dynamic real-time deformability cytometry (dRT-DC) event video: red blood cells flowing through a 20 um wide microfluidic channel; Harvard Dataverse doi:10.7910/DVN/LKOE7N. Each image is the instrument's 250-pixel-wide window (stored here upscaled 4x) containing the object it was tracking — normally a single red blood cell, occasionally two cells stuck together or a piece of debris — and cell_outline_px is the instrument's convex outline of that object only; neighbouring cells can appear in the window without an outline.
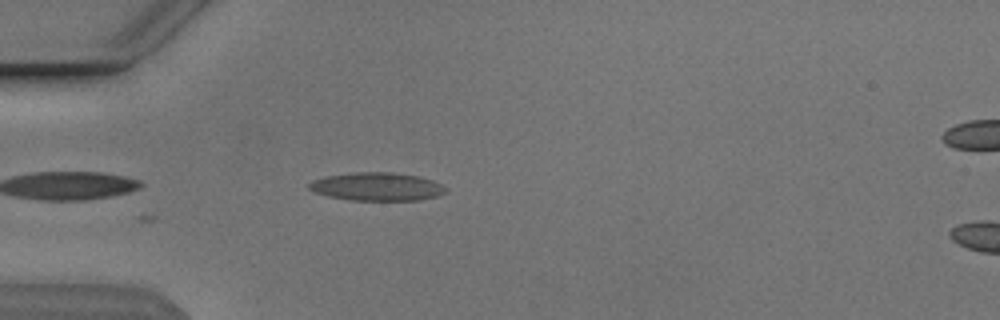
{"species": "Egyptian fruit bat (a non-hibernating species)", "species_latin": "Rousettus aegyptiacus", "temperature_condition": "cold", "stored_images_in_passage": 6, "camera_frame_rate_fps": 3000, "um_per_image_px": 0.085, "animal": {"sex": "male"}, "frame": {"image": 1, "passage_image": 1, "time_ms": 0.0, "image_size_px": [1000, 320], "cell_outline_px": [[448, 192], [436, 196], [420, 200], [348, 200], [328, 196], [316, 192], [308, 188], [308, 184], [312, 180], [324, 176], [356, 172], [392, 172], [420, 176], [432, 180], [448, 188]], "centroid_in_image_um": [32.05, 15.86], "position_along_channel_um": 52.9, "area_um2": 22.6}}